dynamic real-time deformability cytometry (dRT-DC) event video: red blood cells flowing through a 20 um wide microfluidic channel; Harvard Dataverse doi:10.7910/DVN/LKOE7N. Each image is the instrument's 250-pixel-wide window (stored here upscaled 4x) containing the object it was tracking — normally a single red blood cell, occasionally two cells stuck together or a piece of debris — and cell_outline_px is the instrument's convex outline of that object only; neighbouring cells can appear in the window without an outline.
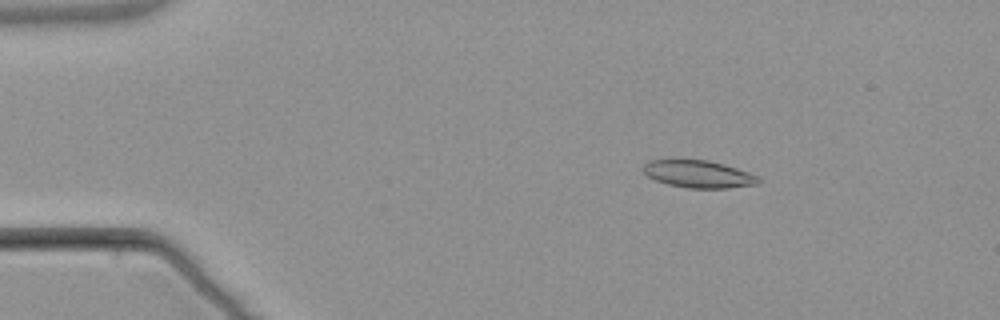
{"species": "common noctule bat (a hibernating species)", "species_latin": "Nyctalus noctula", "temperature_condition": "warm", "stored_images_in_passage": 4, "camera_frame_rate_fps": 3000, "um_per_image_px": 0.085, "animal": {"sex": "male", "body_mass_g": 21.5, "forearm_length_mm": 52.0}, "frame": {"image": 1, "passage_image": 3, "time_ms": 2.333, "image_size_px": [1000, 320], "cell_outline_px": [[760, 184], [728, 188], [688, 188], [668, 184], [656, 180], [648, 176], [644, 172], [644, 164], [648, 160], [672, 156], [708, 160], [724, 164], [748, 172], [756, 176], [760, 180]], "centroid_in_image_um": [59.3, 14.74], "position_along_channel_um": 25.7, "area_um2": 19.07}}